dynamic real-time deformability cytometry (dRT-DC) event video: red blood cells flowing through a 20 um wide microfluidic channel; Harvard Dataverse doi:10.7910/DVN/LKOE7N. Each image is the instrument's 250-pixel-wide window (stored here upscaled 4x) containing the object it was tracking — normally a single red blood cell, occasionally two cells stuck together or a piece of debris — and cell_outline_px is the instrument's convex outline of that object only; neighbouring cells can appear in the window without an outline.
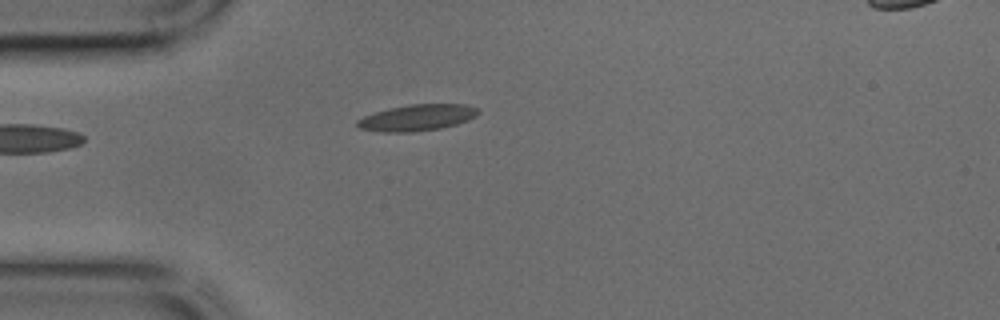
{"species": "common noctule bat (a hibernating species)", "species_latin": "Nyctalus noctula", "temperature_condition": "cold", "stored_images_in_passage": 8, "camera_frame_rate_fps": 3000, "um_per_image_px": 0.085, "animal": {"sex": "male", "body_mass_g": 17.9, "forearm_length_mm": 54.2}, "frame": {"image": 1, "passage_image": 1, "time_ms": 0.0, "image_size_px": [1000, 320], "cell_outline_px": [[480, 112], [476, 116], [468, 120], [456, 124], [440, 128], [412, 132], [380, 132], [360, 128], [356, 124], [356, 120], [364, 116], [388, 108], [412, 104], [464, 104], [480, 108]], "centroid_in_image_um": [35.47, 9.99], "position_along_channel_um": 49.5, "area_um2": 18.55}}